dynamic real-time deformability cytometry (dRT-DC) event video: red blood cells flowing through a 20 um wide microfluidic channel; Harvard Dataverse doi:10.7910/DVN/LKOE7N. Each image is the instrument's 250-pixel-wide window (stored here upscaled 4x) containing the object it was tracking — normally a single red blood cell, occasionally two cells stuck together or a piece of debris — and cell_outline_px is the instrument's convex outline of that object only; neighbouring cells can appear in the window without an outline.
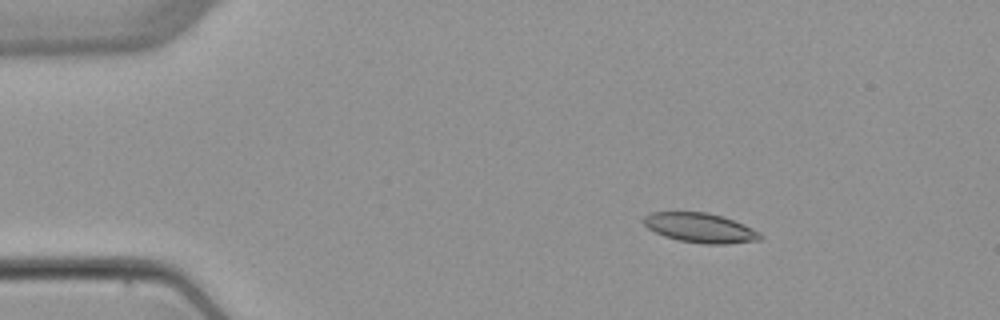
{"species": "common noctule bat (a hibernating species)", "species_latin": "Nyctalus noctula", "temperature_condition": "warm", "stored_images_in_passage": 5, "camera_frame_rate_fps": 3000, "um_per_image_px": 0.085, "animal": {"sex": "female", "body_mass_g": 22.7, "forearm_length_mm": 54.2}, "frame": {"image": 1, "passage_image": 2, "time_ms": 1.0, "image_size_px": [1000, 320], "cell_outline_px": [[764, 236], [760, 240], [724, 244], [704, 244], [680, 240], [664, 236], [648, 228], [640, 220], [644, 216], [652, 212], [708, 212], [724, 216], [744, 224], [760, 232]], "centroid_in_image_um": [59.53, 19.36], "position_along_channel_um": 25.5, "area_um2": 20.23}}
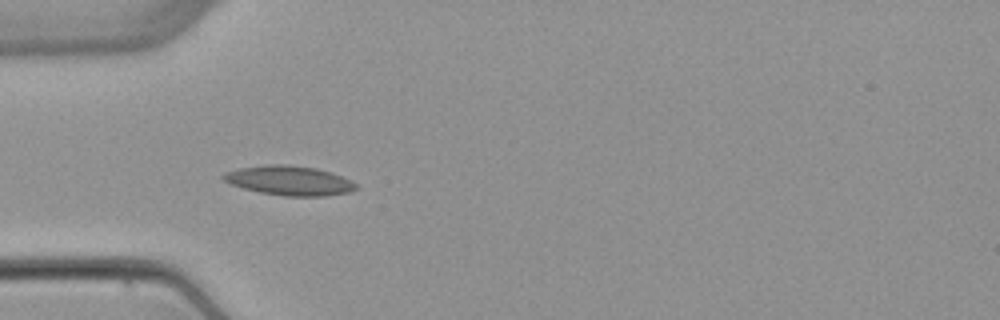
{"frame": {"image": 2, "passage_image": 4, "time_ms": 3.667, "image_size_px": [1000, 320], "cell_outline_px": [[360, 188], [352, 192], [324, 196], [284, 196], [260, 192], [244, 188], [232, 184], [224, 180], [220, 176], [224, 172], [240, 168], [268, 164], [288, 164], [316, 168], [332, 172], [352, 180]], "centroid_in_image_um": [24.65, 15.34], "position_along_channel_um": 60.4, "area_um2": 23.0}}
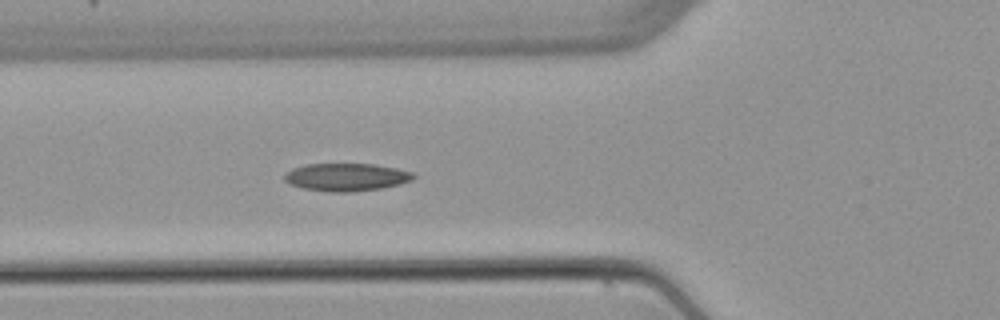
{"frame": {"image": 3, "passage_image": 5, "time_ms": 4.667, "image_size_px": [1000, 320], "cell_outline_px": [[416, 176], [412, 180], [400, 184], [380, 188], [352, 192], [328, 192], [304, 188], [288, 184], [284, 180], [284, 176], [292, 168], [304, 164], [376, 164], [396, 168], [412, 172]], "centroid_in_image_um": [29.43, 15.05], "position_along_channel_um": 96.4, "area_um2": 20.92}}